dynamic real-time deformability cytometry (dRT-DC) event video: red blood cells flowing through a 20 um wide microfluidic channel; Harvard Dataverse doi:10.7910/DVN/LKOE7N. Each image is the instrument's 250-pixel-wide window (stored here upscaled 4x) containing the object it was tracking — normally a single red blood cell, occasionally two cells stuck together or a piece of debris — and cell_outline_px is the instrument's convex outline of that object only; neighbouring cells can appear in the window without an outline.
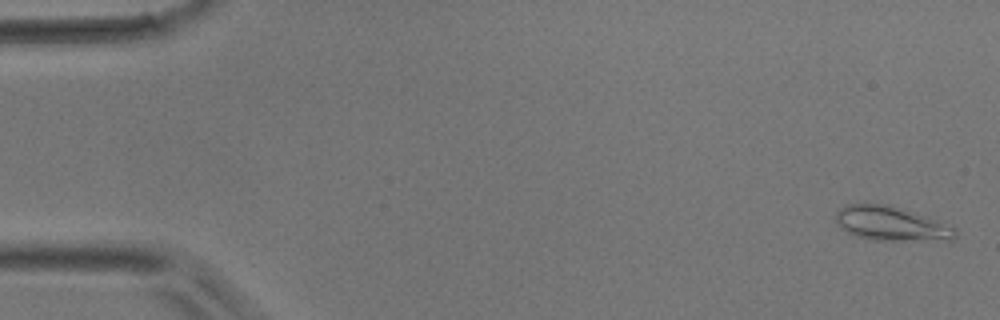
{"species": "common noctule bat (a hibernating species)", "species_latin": "Nyctalus noctula", "temperature_condition": "room temperature", "stored_images_in_passage": 49, "camera_frame_rate_fps": 3000, "um_per_image_px": 0.085, "animal": {"sex": "male", "body_mass_g": 17.9}, "frame": {"image": 1, "passage_image": 2, "time_ms": 0.333, "image_size_px": [1000, 320], "cell_outline_px": [[956, 236], [952, 240], [868, 240], [856, 236], [840, 228], [836, 220], [836, 212], [840, 208], [848, 204], [864, 200], [888, 204], [924, 216], [952, 228], [956, 232]], "centroid_in_image_um": [75.62, 18.97], "position_along_channel_um": 9.4, "area_um2": 23.93}}
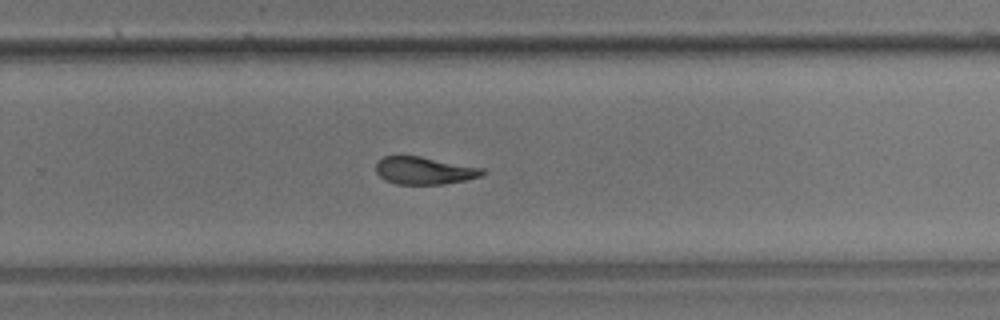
{"frame": {"image": 2, "passage_image": 32, "time_ms": 10.333, "image_size_px": [1000, 320], "cell_outline_px": [[484, 172], [480, 176], [464, 180], [444, 184], [396, 184], [384, 180], [376, 172], [376, 164], [384, 156], [420, 156], [484, 168]], "centroid_in_image_um": [36.04, 14.5], "position_along_channel_um": 293.8, "area_um2": 16.94}}
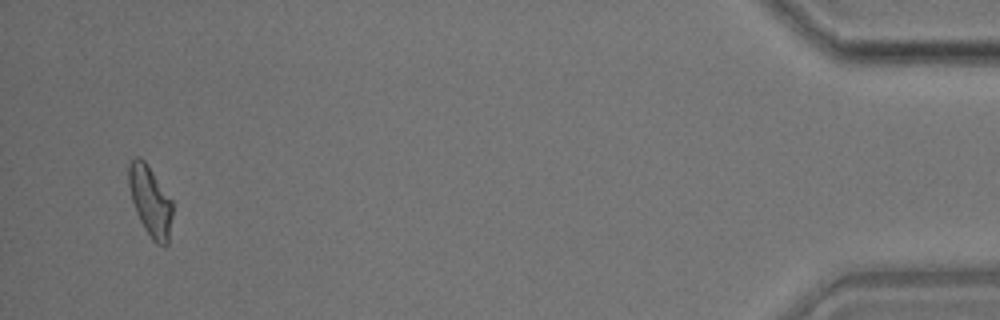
{"frame": {"image": 3, "passage_image": 47, "time_ms": 15.333, "image_size_px": [1000, 320], "cell_outline_px": [[172, 216], [168, 244], [164, 248], [156, 244], [152, 240], [144, 228], [136, 212], [132, 200], [128, 184], [128, 164], [136, 156], [140, 156], [144, 160], [172, 200]], "centroid_in_image_um": [12.77, 17.12], "position_along_channel_um": 422.4, "area_um2": 17.98}}